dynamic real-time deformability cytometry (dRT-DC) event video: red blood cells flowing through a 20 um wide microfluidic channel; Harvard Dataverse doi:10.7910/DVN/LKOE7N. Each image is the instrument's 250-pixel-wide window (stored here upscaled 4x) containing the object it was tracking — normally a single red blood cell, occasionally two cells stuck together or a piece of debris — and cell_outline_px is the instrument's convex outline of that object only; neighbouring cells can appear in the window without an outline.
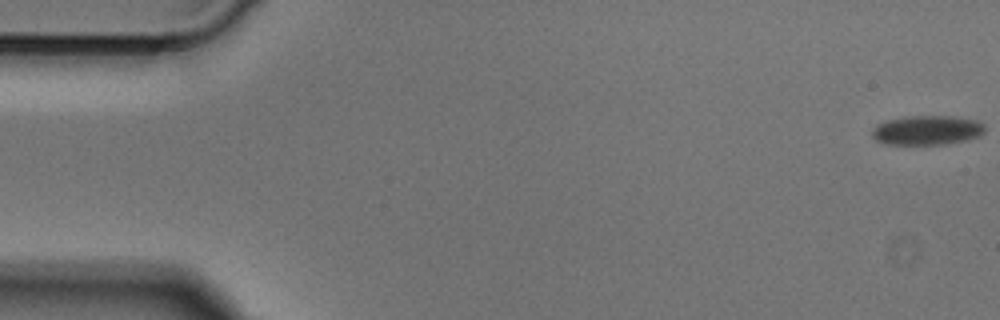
{"species": "Egyptian fruit bat (a non-hibernating species)", "species_latin": "Rousettus aegyptiacus", "temperature_condition": "cold", "stored_images_in_passage": 51, "camera_frame_rate_fps": 3000, "um_per_image_px": 0.085, "animal": {"sex": "male"}, "frame": {"image": 1, "passage_image": 1, "time_ms": 0.0, "image_size_px": [1000, 320], "cell_outline_px": [[984, 132], [980, 136], [968, 140], [948, 144], [884, 144], [876, 140], [872, 136], [872, 128], [876, 124], [888, 120], [912, 116], [956, 116], [976, 120], [984, 124]], "centroid_in_image_um": [78.82, 11.07], "position_along_channel_um": 6.2, "area_um2": 19.48}}
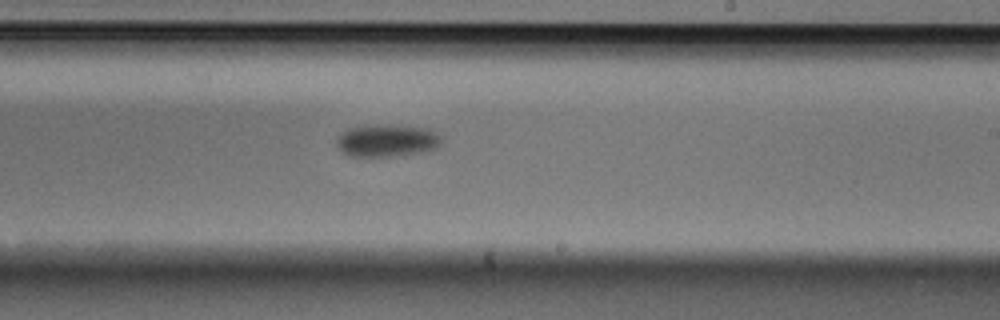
{"frame": {"image": 2, "passage_image": 30, "time_ms": 9.667, "image_size_px": [1000, 320], "cell_outline_px": [[444, 140], [436, 148], [424, 152], [388, 156], [352, 156], [344, 152], [336, 144], [336, 140], [348, 128], [376, 124], [388, 124], [428, 128], [436, 132]], "centroid_in_image_um": [32.95, 11.93], "position_along_channel_um": 256.1, "area_um2": 19.77}}
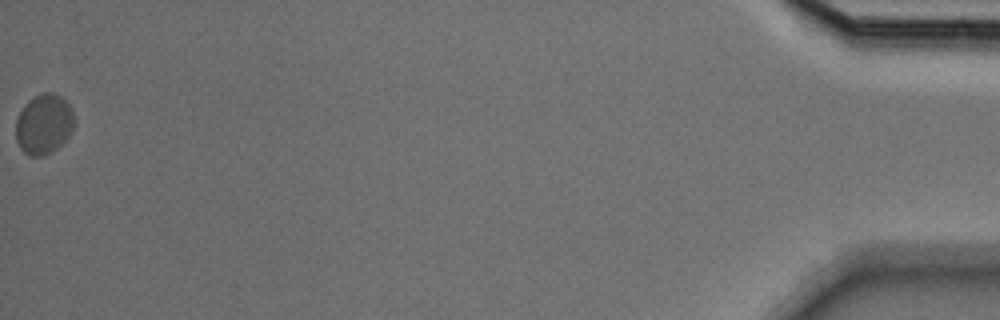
{"frame": {"image": 3, "passage_image": 51, "time_ms": 16.667, "image_size_px": [1000, 320], "cell_outline_px": [[72, 128], [68, 136], [56, 148], [44, 156], [32, 156], [24, 152], [20, 148], [16, 140], [16, 120], [24, 104], [28, 100], [44, 92], [52, 92], [60, 96], [72, 108]], "centroid_in_image_um": [3.69, 10.55], "position_along_channel_um": 431.5, "area_um2": 20.11}}